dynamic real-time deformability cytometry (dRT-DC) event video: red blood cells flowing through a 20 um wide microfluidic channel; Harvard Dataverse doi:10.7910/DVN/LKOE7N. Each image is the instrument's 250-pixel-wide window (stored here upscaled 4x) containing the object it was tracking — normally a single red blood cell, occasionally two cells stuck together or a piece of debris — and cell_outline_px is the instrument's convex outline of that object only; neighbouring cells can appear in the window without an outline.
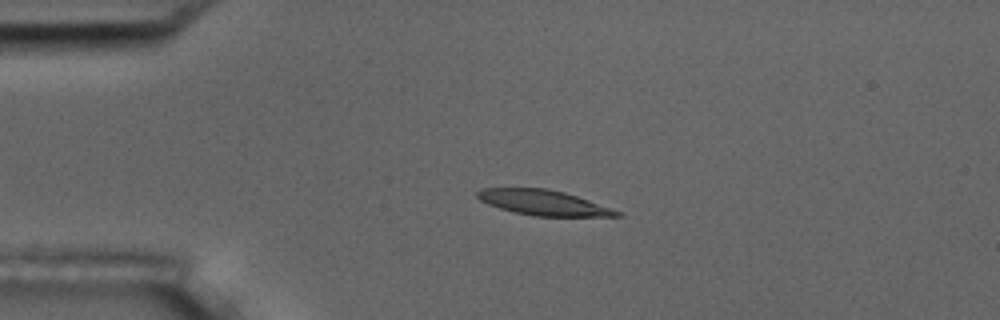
{"species": "common noctule bat (a hibernating species)", "species_latin": "Nyctalus noctula", "temperature_condition": "room temperature", "stored_images_in_passage": 5, "camera_frame_rate_fps": 3000, "um_per_image_px": 0.085, "animal": {"sex": "male", "body_mass_g": 17.5, "forearm_length_mm": 52.3}, "frame": {"image": 1, "passage_image": 4, "time_ms": 4.0, "image_size_px": [1000, 320], "cell_outline_px": [[624, 216], [532, 216], [500, 208], [488, 204], [480, 200], [476, 196], [476, 192], [480, 188], [544, 188], [564, 192], [624, 212]], "centroid_in_image_um": [46.2, 17.23], "position_along_channel_um": 38.8, "area_um2": 20.4}}